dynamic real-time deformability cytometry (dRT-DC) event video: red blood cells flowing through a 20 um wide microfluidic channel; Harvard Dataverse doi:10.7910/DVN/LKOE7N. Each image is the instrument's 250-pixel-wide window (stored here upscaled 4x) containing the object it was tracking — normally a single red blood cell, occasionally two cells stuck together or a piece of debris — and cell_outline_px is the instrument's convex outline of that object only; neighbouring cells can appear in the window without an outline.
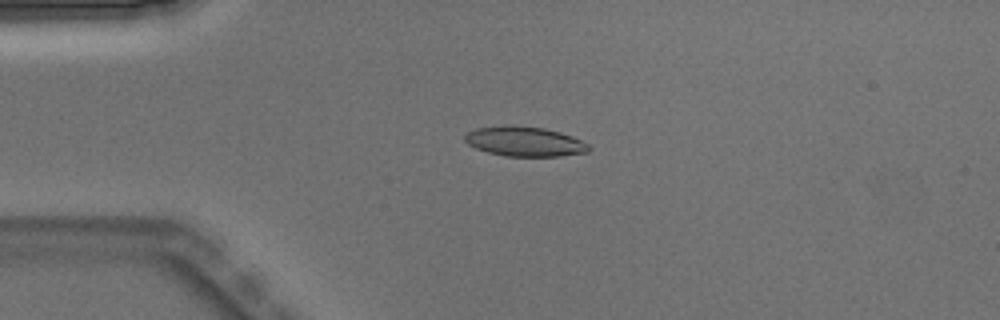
{"species": "Egyptian fruit bat (a non-hibernating species)", "species_latin": "Rousettus aegyptiacus", "temperature_condition": "warm", "stored_images_in_passage": 3, "camera_frame_rate_fps": 3000, "um_per_image_px": 0.085, "animal": {"sex": "male"}, "frame": {"image": 1, "passage_image": 2, "time_ms": 0.333, "image_size_px": [1000, 320], "cell_outline_px": [[592, 148], [588, 152], [560, 156], [504, 156], [488, 152], [476, 148], [468, 144], [464, 140], [464, 136], [468, 132], [476, 128], [544, 128], [560, 132], [572, 136], [588, 144]], "centroid_in_image_um": [44.65, 12.08], "position_along_channel_um": 40.4, "area_um2": 20.63}}